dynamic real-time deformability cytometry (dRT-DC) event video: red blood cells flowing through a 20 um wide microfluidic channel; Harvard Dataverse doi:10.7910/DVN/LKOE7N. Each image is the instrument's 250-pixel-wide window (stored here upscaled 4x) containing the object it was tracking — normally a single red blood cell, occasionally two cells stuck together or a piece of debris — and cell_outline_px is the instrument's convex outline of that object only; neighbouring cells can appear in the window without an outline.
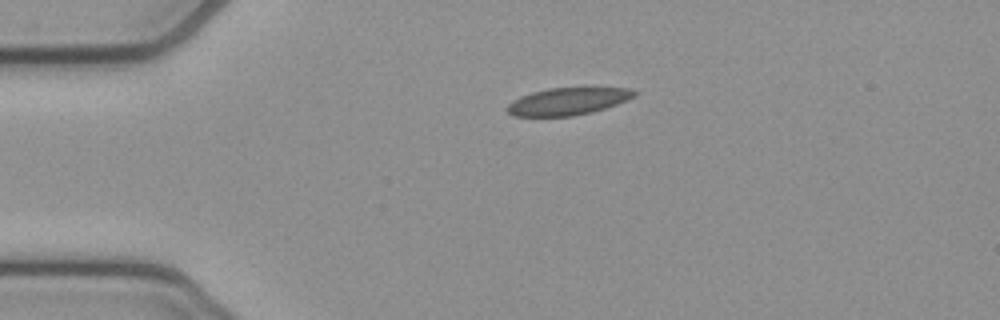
{"species": "common noctule bat (a hibernating species)", "species_latin": "Nyctalus noctula", "temperature_condition": "cold", "stored_images_in_passage": 43, "camera_frame_rate_fps": 3000, "um_per_image_px": 0.085, "animal": {"sex": "female", "body_mass_g": 21.9}, "frame": {"image": 1, "passage_image": 1, "time_ms": 0.0, "image_size_px": [1000, 320], "cell_outline_px": [[636, 96], [628, 100], [592, 112], [572, 116], [516, 116], [508, 112], [504, 108], [512, 100], [520, 96], [532, 92], [548, 88], [628, 88], [636, 92]], "centroid_in_image_um": [48.23, 8.61], "position_along_channel_um": 36.8, "area_um2": 20.11}}
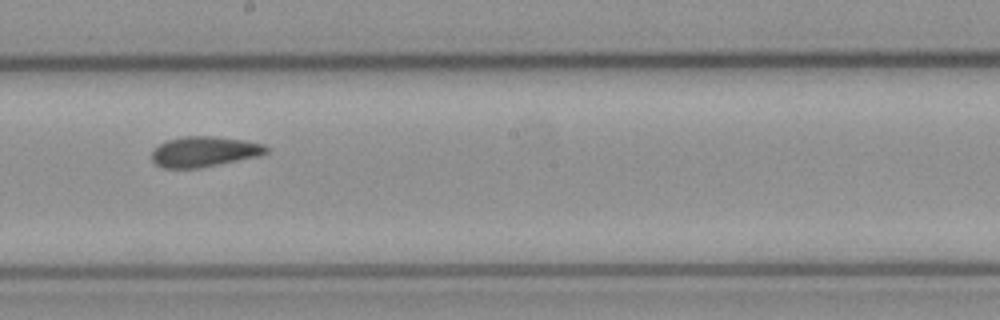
{"frame": {"image": 2, "passage_image": 19, "time_ms": 6.0, "image_size_px": [1000, 320], "cell_outline_px": [[268, 152], [260, 156], [200, 168], [164, 168], [156, 164], [152, 160], [152, 152], [160, 144], [168, 140], [184, 136], [212, 136], [244, 140], [264, 144], [268, 148]], "centroid_in_image_um": [17.39, 12.89], "position_along_channel_um": 230.8, "area_um2": 20.23}}
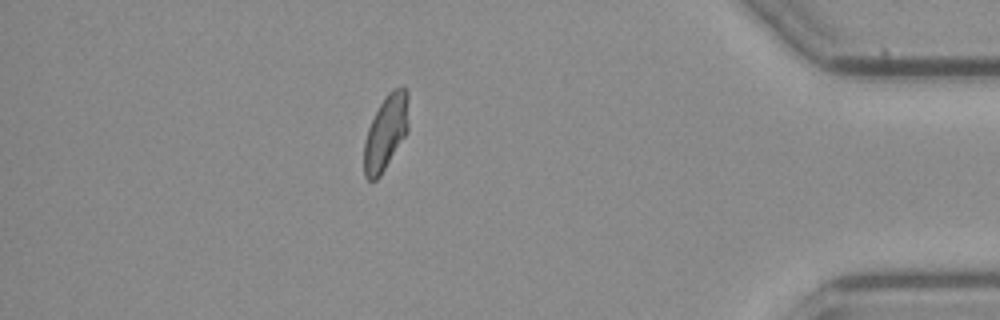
{"frame": {"image": 3, "passage_image": 36, "time_ms": 11.667, "image_size_px": [1000, 320], "cell_outline_px": [[408, 132], [380, 176], [376, 180], [368, 180], [364, 176], [364, 140], [368, 128], [384, 96], [392, 88], [408, 88]], "centroid_in_image_um": [32.8, 11.25], "position_along_channel_um": 402.4, "area_um2": 19.54}, "authors_computed_cell_mechanics": {"area_um2": 20.23, "velocity_mm_per_s": 3.8098, "shape_relaxation_time_tau1_ms": null, "shape_relaxation_time_tau2_ms": 2.6433, "deformation_change_tau1": null, "deformation_change_tau2": 0.0767}}